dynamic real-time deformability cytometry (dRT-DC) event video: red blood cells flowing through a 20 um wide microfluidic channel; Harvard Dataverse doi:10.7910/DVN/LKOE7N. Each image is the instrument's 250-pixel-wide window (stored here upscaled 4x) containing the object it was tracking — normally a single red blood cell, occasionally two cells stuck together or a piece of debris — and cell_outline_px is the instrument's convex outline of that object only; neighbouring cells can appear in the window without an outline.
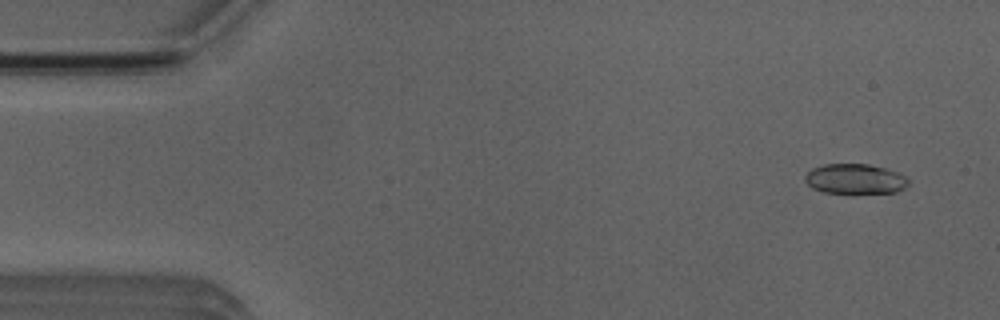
{"species": "Egyptian fruit bat (a non-hibernating species)", "species_latin": "Rousettus aegyptiacus", "temperature_condition": "room temperature", "stored_images_in_passage": 9, "camera_frame_rate_fps": 3000, "um_per_image_px": 0.085, "animal": {"sex": "male"}, "frame": {"image": 1, "passage_image": 3, "time_ms": 0.667, "image_size_px": [1000, 320], "cell_outline_px": [[908, 184], [904, 188], [896, 192], [852, 196], [824, 192], [812, 188], [804, 180], [804, 176], [812, 168], [824, 164], [868, 164], [884, 168], [896, 172], [904, 176], [908, 180]], "centroid_in_image_um": [72.66, 15.26], "position_along_channel_um": 12.3, "area_um2": 18.79}}